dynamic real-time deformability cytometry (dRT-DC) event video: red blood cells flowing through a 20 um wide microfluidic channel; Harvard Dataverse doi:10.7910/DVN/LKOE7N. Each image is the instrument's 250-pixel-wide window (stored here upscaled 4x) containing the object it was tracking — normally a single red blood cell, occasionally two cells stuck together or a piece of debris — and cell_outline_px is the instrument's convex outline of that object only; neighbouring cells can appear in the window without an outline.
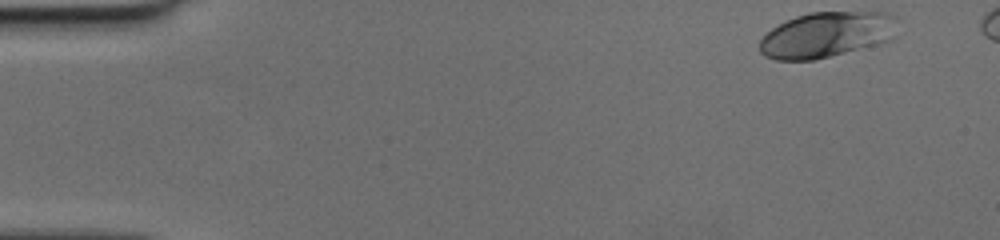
{"species": "human", "species_latin": "Homo sapiens", "temperature_condition": "cold", "stored_images_in_passage": 46, "camera_frame_rate_fps": 3000, "um_per_image_px": 0.085, "donor": {"sex": "female"}, "frame": {"image": 1, "passage_image": 1, "time_ms": 0.0, "image_size_px": [1000, 240], "cell_outline_px": [[896, 36], [888, 40], [844, 52], [812, 60], [776, 60], [764, 56], [760, 52], [760, 40], [772, 28], [796, 16], [808, 12], [888, 12], [896, 16]], "centroid_in_image_um": [70.26, 2.93], "position_along_channel_um": 14.7, "area_um2": 36.24}}
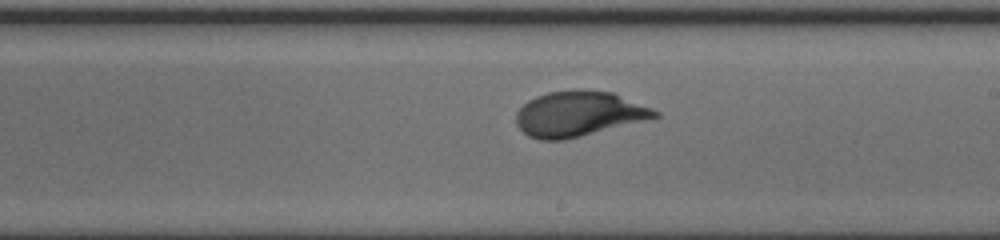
{"frame": {"image": 2, "passage_image": 27, "time_ms": 8.667, "image_size_px": [1000, 240], "cell_outline_px": [[660, 116], [564, 140], [540, 140], [528, 136], [516, 124], [516, 112], [528, 100], [536, 96], [548, 92], [572, 88], [584, 88], [612, 92], [652, 108], [660, 112]], "centroid_in_image_um": [49.16, 9.65], "position_along_channel_um": 239.8, "area_um2": 36.59}}
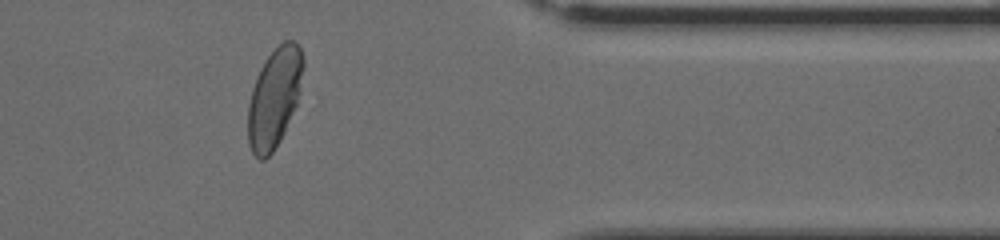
{"frame": {"image": 3, "passage_image": 39, "time_ms": 12.667, "image_size_px": [1000, 240], "cell_outline_px": [[304, 64], [300, 92], [296, 104], [284, 132], [280, 140], [272, 152], [264, 160], [260, 160], [252, 152], [248, 144], [248, 104], [252, 88], [256, 76], [260, 68], [268, 56], [284, 40], [292, 40], [300, 48], [304, 56]], "centroid_in_image_um": [23.32, 8.31], "position_along_channel_um": 388.1, "area_um2": 31.91}}